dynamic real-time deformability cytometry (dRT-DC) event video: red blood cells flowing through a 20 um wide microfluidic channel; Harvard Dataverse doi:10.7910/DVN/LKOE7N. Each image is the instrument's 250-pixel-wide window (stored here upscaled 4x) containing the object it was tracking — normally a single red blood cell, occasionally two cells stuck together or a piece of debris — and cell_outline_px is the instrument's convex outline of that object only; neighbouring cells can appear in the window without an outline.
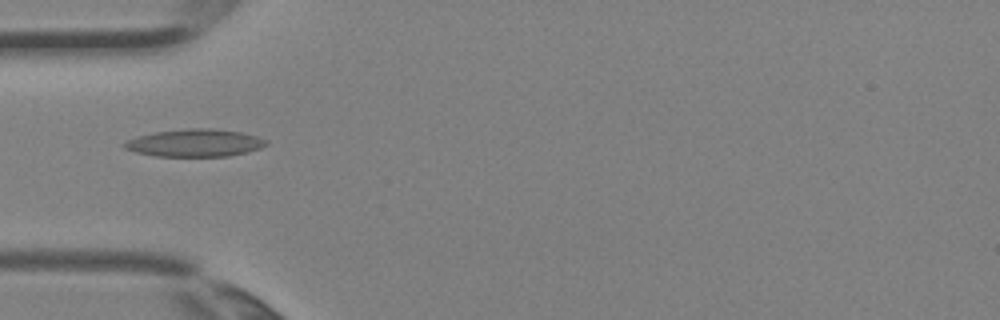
{"species": "Egyptian fruit bat (a non-hibernating species)", "species_latin": "Rousettus aegyptiacus", "temperature_condition": "room temperature", "stored_images_in_passage": 1, "camera_frame_rate_fps": 3000, "um_per_image_px": 0.085, "animal": {"sex": "female"}, "frame": {"image": 1, "passage_image": 1, "time_ms": 0.0, "image_size_px": [1000, 320], "cell_outline_px": [[268, 144], [260, 148], [248, 152], [228, 156], [156, 156], [136, 152], [124, 148], [120, 144], [136, 136], [156, 132], [184, 128], [212, 128], [240, 132], [256, 136], [268, 140]], "centroid_in_image_um": [16.56, 12.14], "position_along_channel_um": 68.4, "area_um2": 22.83}}